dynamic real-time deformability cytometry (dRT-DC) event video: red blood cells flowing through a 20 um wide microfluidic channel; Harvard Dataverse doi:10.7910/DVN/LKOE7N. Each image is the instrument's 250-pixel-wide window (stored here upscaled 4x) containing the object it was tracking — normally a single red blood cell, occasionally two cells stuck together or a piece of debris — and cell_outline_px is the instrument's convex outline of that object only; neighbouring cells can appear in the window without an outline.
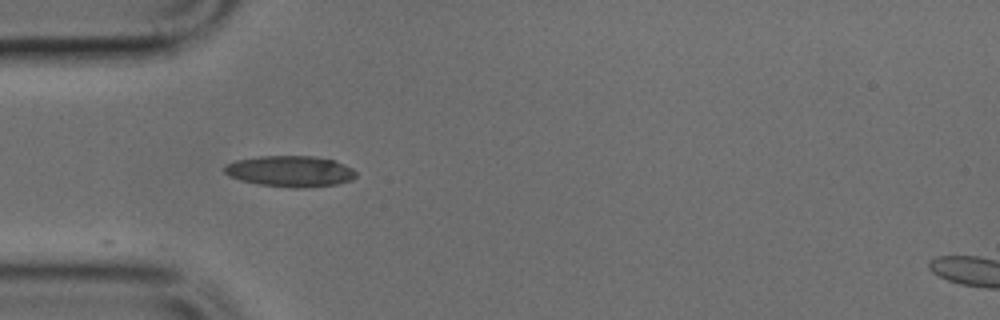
{"species": "common noctule bat (a hibernating species)", "species_latin": "Nyctalus noctula", "temperature_condition": "cold", "stored_images_in_passage": 8, "camera_frame_rate_fps": 3000, "um_per_image_px": 0.085, "animal": {"sex": "male", "body_mass_g": 17.9, "forearm_length_mm": 54.2}, "frame": {"image": 1, "passage_image": 1, "time_ms": 0.0, "image_size_px": [1000, 320], "cell_outline_px": [[356, 176], [352, 180], [336, 184], [304, 188], [288, 188], [260, 184], [240, 180], [228, 176], [224, 172], [224, 164], [236, 160], [260, 156], [312, 156], [336, 160], [352, 168], [356, 172]], "centroid_in_image_um": [24.66, 14.56], "position_along_channel_um": 60.3, "area_um2": 23.99}}